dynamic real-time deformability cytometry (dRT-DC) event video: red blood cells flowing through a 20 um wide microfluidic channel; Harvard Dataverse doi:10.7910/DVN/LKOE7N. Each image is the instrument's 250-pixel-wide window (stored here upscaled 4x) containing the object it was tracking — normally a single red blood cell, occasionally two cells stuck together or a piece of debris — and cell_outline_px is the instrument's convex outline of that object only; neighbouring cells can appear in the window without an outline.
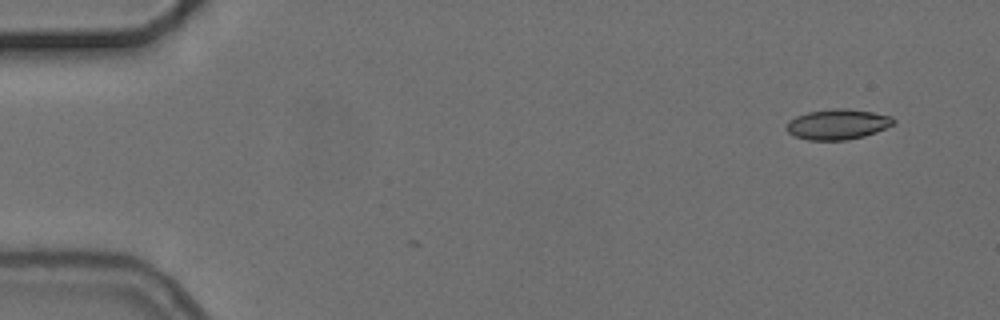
{"species": "common noctule bat (a hibernating species)", "species_latin": "Nyctalus noctula", "temperature_condition": "cold", "stored_images_in_passage": 5, "camera_frame_rate_fps": 3000, "um_per_image_px": 0.085, "animal": {"sex": "female", "body_mass_g": 24.6, "forearm_length_mm": 56.2}, "frame": {"image": 1, "passage_image": 1, "time_ms": 0.0, "image_size_px": [1000, 320], "cell_outline_px": [[896, 120], [892, 124], [876, 132], [864, 136], [848, 140], [808, 140], [796, 136], [788, 132], [784, 128], [788, 120], [796, 116], [808, 112], [832, 108], [844, 108], [872, 112], [892, 116]], "centroid_in_image_um": [71.17, 10.56], "position_along_channel_um": 13.8, "area_um2": 18.96}}